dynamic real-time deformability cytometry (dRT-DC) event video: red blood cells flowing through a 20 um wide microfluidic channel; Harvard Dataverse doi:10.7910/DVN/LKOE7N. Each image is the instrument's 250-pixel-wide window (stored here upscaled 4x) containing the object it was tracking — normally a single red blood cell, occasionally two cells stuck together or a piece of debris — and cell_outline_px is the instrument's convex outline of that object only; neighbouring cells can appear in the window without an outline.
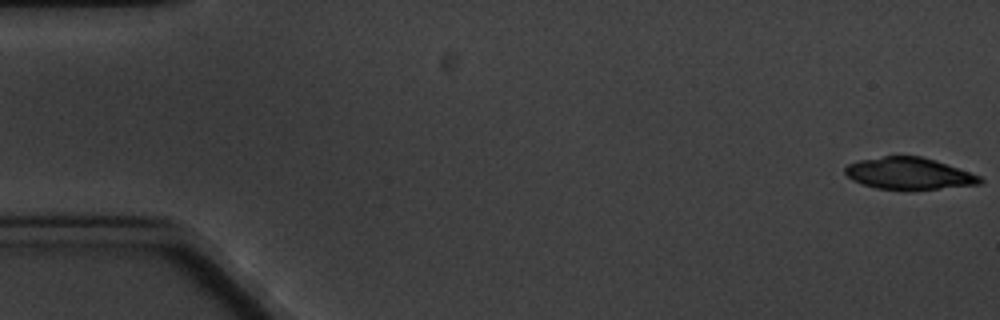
{"species": "common noctule bat (a hibernating species)", "species_latin": "Nyctalus noctula", "temperature_condition": "cold", "stored_images_in_passage": 5, "camera_frame_rate_fps": 3000, "um_per_image_px": 0.085, "animal": {"sex": "male", "body_mass_g": 20.1, "forearm_length_mm": 53.5}, "frame": {"image": 1, "passage_image": 1, "time_ms": 0.0, "image_size_px": [1000, 320], "cell_outline_px": [[984, 180], [980, 184], [940, 188], [876, 188], [852, 180], [844, 172], [844, 168], [848, 164], [860, 160], [884, 156], [920, 156], [936, 160], [980, 176]], "centroid_in_image_um": [77.25, 14.72], "position_along_channel_um": 7.7, "area_um2": 24.39}}